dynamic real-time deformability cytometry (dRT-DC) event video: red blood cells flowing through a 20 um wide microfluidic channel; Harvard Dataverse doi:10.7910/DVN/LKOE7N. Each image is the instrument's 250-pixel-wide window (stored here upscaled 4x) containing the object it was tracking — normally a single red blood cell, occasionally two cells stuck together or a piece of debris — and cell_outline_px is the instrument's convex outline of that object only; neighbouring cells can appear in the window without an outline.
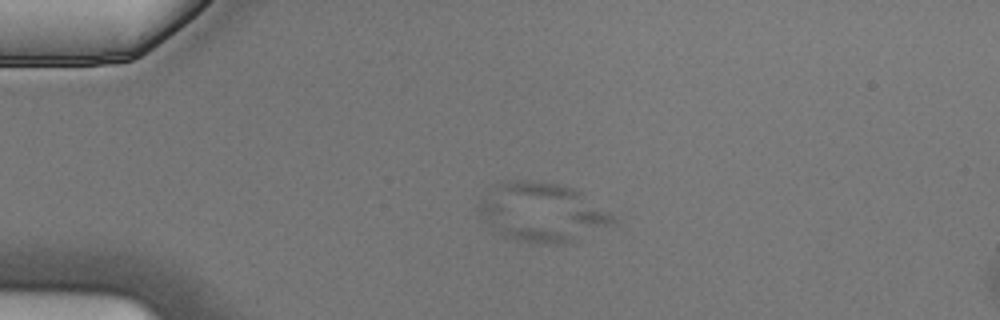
{"species": "Egyptian fruit bat (a non-hibernating species)", "species_latin": "Rousettus aegyptiacus", "temperature_condition": "cold", "stored_images_in_passage": 2, "camera_frame_rate_fps": 3000, "um_per_image_px": 0.085, "animal": {"sex": "male"}, "frame": {"image": 1, "passage_image": 1, "time_ms": 0.0, "image_size_px": [1000, 320], "cell_outline_px": [[572, 240], [556, 244], [532, 244], [500, 236], [476, 212], [476, 204], [484, 200], [496, 200], [568, 236]], "centroid_in_image_um": [44.0, 19.09], "position_along_channel_um": 41.0, "area_um2": 15.32}}